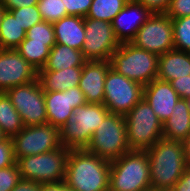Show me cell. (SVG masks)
I'll return each instance as SVG.
<instances>
[{
	"label": "cell",
	"mask_w": 190,
	"mask_h": 191,
	"mask_svg": "<svg viewBox=\"0 0 190 191\" xmlns=\"http://www.w3.org/2000/svg\"><path fill=\"white\" fill-rule=\"evenodd\" d=\"M146 151L151 189H172L187 167L183 142L161 138Z\"/></svg>",
	"instance_id": "1"
},
{
	"label": "cell",
	"mask_w": 190,
	"mask_h": 191,
	"mask_svg": "<svg viewBox=\"0 0 190 191\" xmlns=\"http://www.w3.org/2000/svg\"><path fill=\"white\" fill-rule=\"evenodd\" d=\"M110 165L86 149H71L64 182L73 191H108Z\"/></svg>",
	"instance_id": "2"
},
{
	"label": "cell",
	"mask_w": 190,
	"mask_h": 191,
	"mask_svg": "<svg viewBox=\"0 0 190 191\" xmlns=\"http://www.w3.org/2000/svg\"><path fill=\"white\" fill-rule=\"evenodd\" d=\"M149 159L145 150H129L111 161L108 191H150Z\"/></svg>",
	"instance_id": "3"
},
{
	"label": "cell",
	"mask_w": 190,
	"mask_h": 191,
	"mask_svg": "<svg viewBox=\"0 0 190 191\" xmlns=\"http://www.w3.org/2000/svg\"><path fill=\"white\" fill-rule=\"evenodd\" d=\"M159 56L124 42L112 54L110 66L129 80L143 87L157 78Z\"/></svg>",
	"instance_id": "4"
},
{
	"label": "cell",
	"mask_w": 190,
	"mask_h": 191,
	"mask_svg": "<svg viewBox=\"0 0 190 191\" xmlns=\"http://www.w3.org/2000/svg\"><path fill=\"white\" fill-rule=\"evenodd\" d=\"M109 113L103 104L85 103L74 109L71 120L60 128L62 146L69 149H85L93 133Z\"/></svg>",
	"instance_id": "5"
},
{
	"label": "cell",
	"mask_w": 190,
	"mask_h": 191,
	"mask_svg": "<svg viewBox=\"0 0 190 191\" xmlns=\"http://www.w3.org/2000/svg\"><path fill=\"white\" fill-rule=\"evenodd\" d=\"M127 142L130 150H148L163 135V123L142 98L126 115Z\"/></svg>",
	"instance_id": "6"
},
{
	"label": "cell",
	"mask_w": 190,
	"mask_h": 191,
	"mask_svg": "<svg viewBox=\"0 0 190 191\" xmlns=\"http://www.w3.org/2000/svg\"><path fill=\"white\" fill-rule=\"evenodd\" d=\"M70 151L62 146L49 152L16 159L21 178L42 184L63 182Z\"/></svg>",
	"instance_id": "7"
},
{
	"label": "cell",
	"mask_w": 190,
	"mask_h": 191,
	"mask_svg": "<svg viewBox=\"0 0 190 191\" xmlns=\"http://www.w3.org/2000/svg\"><path fill=\"white\" fill-rule=\"evenodd\" d=\"M85 149L110 162L129 151L125 116L109 113L93 133Z\"/></svg>",
	"instance_id": "8"
},
{
	"label": "cell",
	"mask_w": 190,
	"mask_h": 191,
	"mask_svg": "<svg viewBox=\"0 0 190 191\" xmlns=\"http://www.w3.org/2000/svg\"><path fill=\"white\" fill-rule=\"evenodd\" d=\"M142 98L141 84L109 68L105 77L103 105L110 113L125 116Z\"/></svg>",
	"instance_id": "9"
},
{
	"label": "cell",
	"mask_w": 190,
	"mask_h": 191,
	"mask_svg": "<svg viewBox=\"0 0 190 191\" xmlns=\"http://www.w3.org/2000/svg\"><path fill=\"white\" fill-rule=\"evenodd\" d=\"M24 126L47 124L45 92L39 79L6 91Z\"/></svg>",
	"instance_id": "10"
},
{
	"label": "cell",
	"mask_w": 190,
	"mask_h": 191,
	"mask_svg": "<svg viewBox=\"0 0 190 191\" xmlns=\"http://www.w3.org/2000/svg\"><path fill=\"white\" fill-rule=\"evenodd\" d=\"M15 159L62 147L60 128L51 124L25 126L12 138Z\"/></svg>",
	"instance_id": "11"
},
{
	"label": "cell",
	"mask_w": 190,
	"mask_h": 191,
	"mask_svg": "<svg viewBox=\"0 0 190 191\" xmlns=\"http://www.w3.org/2000/svg\"><path fill=\"white\" fill-rule=\"evenodd\" d=\"M131 43L158 56L174 49L172 19L166 13H152Z\"/></svg>",
	"instance_id": "12"
},
{
	"label": "cell",
	"mask_w": 190,
	"mask_h": 191,
	"mask_svg": "<svg viewBox=\"0 0 190 191\" xmlns=\"http://www.w3.org/2000/svg\"><path fill=\"white\" fill-rule=\"evenodd\" d=\"M85 41L82 53L87 61L110 60L121 45L112 24L106 21L84 18Z\"/></svg>",
	"instance_id": "13"
},
{
	"label": "cell",
	"mask_w": 190,
	"mask_h": 191,
	"mask_svg": "<svg viewBox=\"0 0 190 191\" xmlns=\"http://www.w3.org/2000/svg\"><path fill=\"white\" fill-rule=\"evenodd\" d=\"M38 79V70L16 49H0V92Z\"/></svg>",
	"instance_id": "14"
},
{
	"label": "cell",
	"mask_w": 190,
	"mask_h": 191,
	"mask_svg": "<svg viewBox=\"0 0 190 191\" xmlns=\"http://www.w3.org/2000/svg\"><path fill=\"white\" fill-rule=\"evenodd\" d=\"M85 103H87L85 95L79 86L62 92H45L47 123L61 128L71 120L74 109Z\"/></svg>",
	"instance_id": "15"
},
{
	"label": "cell",
	"mask_w": 190,
	"mask_h": 191,
	"mask_svg": "<svg viewBox=\"0 0 190 191\" xmlns=\"http://www.w3.org/2000/svg\"><path fill=\"white\" fill-rule=\"evenodd\" d=\"M150 12L141 2L128 0L124 8L111 22L120 43L131 42L137 31L150 17Z\"/></svg>",
	"instance_id": "16"
},
{
	"label": "cell",
	"mask_w": 190,
	"mask_h": 191,
	"mask_svg": "<svg viewBox=\"0 0 190 191\" xmlns=\"http://www.w3.org/2000/svg\"><path fill=\"white\" fill-rule=\"evenodd\" d=\"M143 98L147 100L154 113L164 123L171 116L180 97L170 82L156 78L143 87Z\"/></svg>",
	"instance_id": "17"
},
{
	"label": "cell",
	"mask_w": 190,
	"mask_h": 191,
	"mask_svg": "<svg viewBox=\"0 0 190 191\" xmlns=\"http://www.w3.org/2000/svg\"><path fill=\"white\" fill-rule=\"evenodd\" d=\"M110 67V60L87 61L83 65L79 87L87 103L103 104L105 77Z\"/></svg>",
	"instance_id": "18"
},
{
	"label": "cell",
	"mask_w": 190,
	"mask_h": 191,
	"mask_svg": "<svg viewBox=\"0 0 190 191\" xmlns=\"http://www.w3.org/2000/svg\"><path fill=\"white\" fill-rule=\"evenodd\" d=\"M56 43L82 51L85 41L84 18L80 16H66L52 23Z\"/></svg>",
	"instance_id": "19"
},
{
	"label": "cell",
	"mask_w": 190,
	"mask_h": 191,
	"mask_svg": "<svg viewBox=\"0 0 190 191\" xmlns=\"http://www.w3.org/2000/svg\"><path fill=\"white\" fill-rule=\"evenodd\" d=\"M190 75V53L172 49L158 58L157 79L168 81Z\"/></svg>",
	"instance_id": "20"
},
{
	"label": "cell",
	"mask_w": 190,
	"mask_h": 191,
	"mask_svg": "<svg viewBox=\"0 0 190 191\" xmlns=\"http://www.w3.org/2000/svg\"><path fill=\"white\" fill-rule=\"evenodd\" d=\"M82 67H69L56 71H38V79L44 92L66 91L79 86Z\"/></svg>",
	"instance_id": "21"
},
{
	"label": "cell",
	"mask_w": 190,
	"mask_h": 191,
	"mask_svg": "<svg viewBox=\"0 0 190 191\" xmlns=\"http://www.w3.org/2000/svg\"><path fill=\"white\" fill-rule=\"evenodd\" d=\"M190 133V111L186 99L179 98L171 116L163 123L162 138L183 141Z\"/></svg>",
	"instance_id": "22"
},
{
	"label": "cell",
	"mask_w": 190,
	"mask_h": 191,
	"mask_svg": "<svg viewBox=\"0 0 190 191\" xmlns=\"http://www.w3.org/2000/svg\"><path fill=\"white\" fill-rule=\"evenodd\" d=\"M87 62L82 51L56 43L50 50L45 66L39 71L64 70L69 67H83Z\"/></svg>",
	"instance_id": "23"
},
{
	"label": "cell",
	"mask_w": 190,
	"mask_h": 191,
	"mask_svg": "<svg viewBox=\"0 0 190 191\" xmlns=\"http://www.w3.org/2000/svg\"><path fill=\"white\" fill-rule=\"evenodd\" d=\"M25 37L26 31L13 14L5 10L0 24V49H16Z\"/></svg>",
	"instance_id": "24"
},
{
	"label": "cell",
	"mask_w": 190,
	"mask_h": 191,
	"mask_svg": "<svg viewBox=\"0 0 190 191\" xmlns=\"http://www.w3.org/2000/svg\"><path fill=\"white\" fill-rule=\"evenodd\" d=\"M20 115L6 92H0V128L8 138H12L24 128Z\"/></svg>",
	"instance_id": "25"
},
{
	"label": "cell",
	"mask_w": 190,
	"mask_h": 191,
	"mask_svg": "<svg viewBox=\"0 0 190 191\" xmlns=\"http://www.w3.org/2000/svg\"><path fill=\"white\" fill-rule=\"evenodd\" d=\"M16 50L39 71L45 66L51 49L44 43L30 42V39L25 37Z\"/></svg>",
	"instance_id": "26"
},
{
	"label": "cell",
	"mask_w": 190,
	"mask_h": 191,
	"mask_svg": "<svg viewBox=\"0 0 190 191\" xmlns=\"http://www.w3.org/2000/svg\"><path fill=\"white\" fill-rule=\"evenodd\" d=\"M128 0H93L86 17L111 23Z\"/></svg>",
	"instance_id": "27"
},
{
	"label": "cell",
	"mask_w": 190,
	"mask_h": 191,
	"mask_svg": "<svg viewBox=\"0 0 190 191\" xmlns=\"http://www.w3.org/2000/svg\"><path fill=\"white\" fill-rule=\"evenodd\" d=\"M174 49L190 53V16L172 19Z\"/></svg>",
	"instance_id": "28"
},
{
	"label": "cell",
	"mask_w": 190,
	"mask_h": 191,
	"mask_svg": "<svg viewBox=\"0 0 190 191\" xmlns=\"http://www.w3.org/2000/svg\"><path fill=\"white\" fill-rule=\"evenodd\" d=\"M37 7L43 21L46 22L54 23L69 16L63 0H38Z\"/></svg>",
	"instance_id": "29"
},
{
	"label": "cell",
	"mask_w": 190,
	"mask_h": 191,
	"mask_svg": "<svg viewBox=\"0 0 190 191\" xmlns=\"http://www.w3.org/2000/svg\"><path fill=\"white\" fill-rule=\"evenodd\" d=\"M26 38L30 42L44 43L50 49L56 44L53 25L50 22L41 21L26 32Z\"/></svg>",
	"instance_id": "30"
},
{
	"label": "cell",
	"mask_w": 190,
	"mask_h": 191,
	"mask_svg": "<svg viewBox=\"0 0 190 191\" xmlns=\"http://www.w3.org/2000/svg\"><path fill=\"white\" fill-rule=\"evenodd\" d=\"M9 11L13 14L14 19H17L21 27L26 32L34 25L43 21L37 5L20 9H11Z\"/></svg>",
	"instance_id": "31"
},
{
	"label": "cell",
	"mask_w": 190,
	"mask_h": 191,
	"mask_svg": "<svg viewBox=\"0 0 190 191\" xmlns=\"http://www.w3.org/2000/svg\"><path fill=\"white\" fill-rule=\"evenodd\" d=\"M21 179L16 163L7 168L0 169V191H11Z\"/></svg>",
	"instance_id": "32"
},
{
	"label": "cell",
	"mask_w": 190,
	"mask_h": 191,
	"mask_svg": "<svg viewBox=\"0 0 190 191\" xmlns=\"http://www.w3.org/2000/svg\"><path fill=\"white\" fill-rule=\"evenodd\" d=\"M93 0H63L69 16L86 17Z\"/></svg>",
	"instance_id": "33"
},
{
	"label": "cell",
	"mask_w": 190,
	"mask_h": 191,
	"mask_svg": "<svg viewBox=\"0 0 190 191\" xmlns=\"http://www.w3.org/2000/svg\"><path fill=\"white\" fill-rule=\"evenodd\" d=\"M15 163L12 139L7 137L0 142V169L7 168Z\"/></svg>",
	"instance_id": "34"
},
{
	"label": "cell",
	"mask_w": 190,
	"mask_h": 191,
	"mask_svg": "<svg viewBox=\"0 0 190 191\" xmlns=\"http://www.w3.org/2000/svg\"><path fill=\"white\" fill-rule=\"evenodd\" d=\"M166 14L171 19L190 16V0H170Z\"/></svg>",
	"instance_id": "35"
},
{
	"label": "cell",
	"mask_w": 190,
	"mask_h": 191,
	"mask_svg": "<svg viewBox=\"0 0 190 191\" xmlns=\"http://www.w3.org/2000/svg\"><path fill=\"white\" fill-rule=\"evenodd\" d=\"M170 84L180 98L187 99L190 97V75L171 80Z\"/></svg>",
	"instance_id": "36"
},
{
	"label": "cell",
	"mask_w": 190,
	"mask_h": 191,
	"mask_svg": "<svg viewBox=\"0 0 190 191\" xmlns=\"http://www.w3.org/2000/svg\"><path fill=\"white\" fill-rule=\"evenodd\" d=\"M152 13H166L170 0H137Z\"/></svg>",
	"instance_id": "37"
},
{
	"label": "cell",
	"mask_w": 190,
	"mask_h": 191,
	"mask_svg": "<svg viewBox=\"0 0 190 191\" xmlns=\"http://www.w3.org/2000/svg\"><path fill=\"white\" fill-rule=\"evenodd\" d=\"M5 10L26 8L37 5L38 0H0Z\"/></svg>",
	"instance_id": "38"
},
{
	"label": "cell",
	"mask_w": 190,
	"mask_h": 191,
	"mask_svg": "<svg viewBox=\"0 0 190 191\" xmlns=\"http://www.w3.org/2000/svg\"><path fill=\"white\" fill-rule=\"evenodd\" d=\"M42 183L21 179L11 191H42Z\"/></svg>",
	"instance_id": "39"
},
{
	"label": "cell",
	"mask_w": 190,
	"mask_h": 191,
	"mask_svg": "<svg viewBox=\"0 0 190 191\" xmlns=\"http://www.w3.org/2000/svg\"><path fill=\"white\" fill-rule=\"evenodd\" d=\"M173 189L176 191H190V165H187L183 175Z\"/></svg>",
	"instance_id": "40"
},
{
	"label": "cell",
	"mask_w": 190,
	"mask_h": 191,
	"mask_svg": "<svg viewBox=\"0 0 190 191\" xmlns=\"http://www.w3.org/2000/svg\"><path fill=\"white\" fill-rule=\"evenodd\" d=\"M42 191H73L64 181L44 183L42 185Z\"/></svg>",
	"instance_id": "41"
},
{
	"label": "cell",
	"mask_w": 190,
	"mask_h": 191,
	"mask_svg": "<svg viewBox=\"0 0 190 191\" xmlns=\"http://www.w3.org/2000/svg\"><path fill=\"white\" fill-rule=\"evenodd\" d=\"M182 142L187 165H190V133Z\"/></svg>",
	"instance_id": "42"
},
{
	"label": "cell",
	"mask_w": 190,
	"mask_h": 191,
	"mask_svg": "<svg viewBox=\"0 0 190 191\" xmlns=\"http://www.w3.org/2000/svg\"><path fill=\"white\" fill-rule=\"evenodd\" d=\"M4 11H5V8L0 2V24H1V19H2Z\"/></svg>",
	"instance_id": "43"
},
{
	"label": "cell",
	"mask_w": 190,
	"mask_h": 191,
	"mask_svg": "<svg viewBox=\"0 0 190 191\" xmlns=\"http://www.w3.org/2000/svg\"><path fill=\"white\" fill-rule=\"evenodd\" d=\"M6 138H7L6 135L3 133V131L0 128V142L5 140Z\"/></svg>",
	"instance_id": "44"
},
{
	"label": "cell",
	"mask_w": 190,
	"mask_h": 191,
	"mask_svg": "<svg viewBox=\"0 0 190 191\" xmlns=\"http://www.w3.org/2000/svg\"><path fill=\"white\" fill-rule=\"evenodd\" d=\"M186 103H187V107H188V109L190 111V97L186 99Z\"/></svg>",
	"instance_id": "45"
},
{
	"label": "cell",
	"mask_w": 190,
	"mask_h": 191,
	"mask_svg": "<svg viewBox=\"0 0 190 191\" xmlns=\"http://www.w3.org/2000/svg\"><path fill=\"white\" fill-rule=\"evenodd\" d=\"M163 191H176L175 189H167V190H163Z\"/></svg>",
	"instance_id": "46"
}]
</instances>
